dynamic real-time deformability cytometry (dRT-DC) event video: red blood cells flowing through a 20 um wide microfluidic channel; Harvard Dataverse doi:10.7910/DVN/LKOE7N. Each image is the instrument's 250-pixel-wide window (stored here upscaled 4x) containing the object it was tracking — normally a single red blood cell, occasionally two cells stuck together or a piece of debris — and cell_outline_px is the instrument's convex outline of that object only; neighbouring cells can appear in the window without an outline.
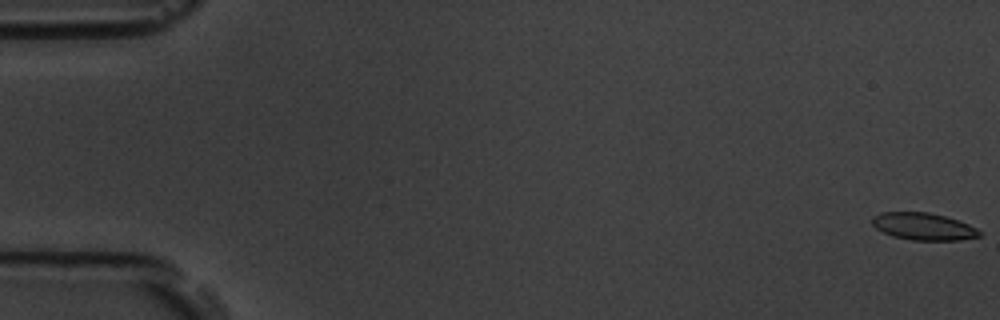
{"species": "common noctule bat (a hibernating species)", "species_latin": "Nyctalus noctula", "temperature_condition": "room temperature", "stored_images_in_passage": 56, "camera_frame_rate_fps": 3000, "um_per_image_px": 0.085, "animal": {"sex": "male", "body_mass_g": 19.5, "forearm_length_mm": 54.6}, "frame": {"image": 1, "passage_image": 1, "time_ms": 0.0, "image_size_px": [1000, 320], "cell_outline_px": [[980, 236], [960, 240], [912, 240], [892, 236], [876, 228], [872, 224], [872, 216], [880, 212], [928, 212], [944, 216], [968, 224], [976, 228], [980, 232]], "centroid_in_image_um": [78.46, 19.24], "position_along_channel_um": 6.5, "area_um2": 16.88}}
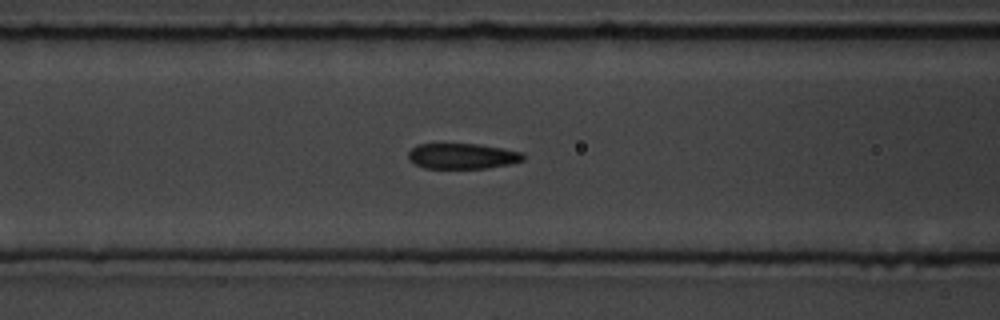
{"frame": {"image": 2, "passage_image": 23, "time_ms": 7.333, "image_size_px": [1000, 320], "cell_outline_px": [[524, 160], [512, 164], [488, 168], [424, 168], [408, 160], [408, 152], [416, 144], [476, 144], [524, 152]], "centroid_in_image_um": [39.3, 13.27], "position_along_channel_um": 127.3, "area_um2": 17.17}}
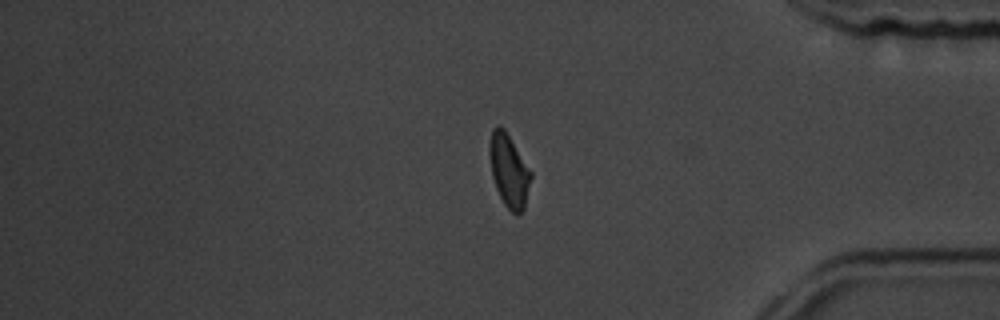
{"frame": {"image": 3, "passage_image": 46, "time_ms": 15.0, "image_size_px": [1000, 320], "cell_outline_px": [[532, 176], [524, 208], [516, 216], [504, 204], [496, 188], [492, 176], [488, 148], [492, 128], [496, 124], [500, 124], [504, 128], [532, 172]], "centroid_in_image_um": [43.25, 14.47], "position_along_channel_um": 392.0, "area_um2": 17.63}, "authors_computed_cell_mechanics": {"area_um2": 17.8024, "velocity_mm_per_s": 3.7706, "shape_relaxation_time_tau1_ms": 3.3936, "shape_relaxation_time_tau2_ms": 1.4814, "deformation_change_tau1": 0.1318, "deformation_change_tau2": 0.069}}